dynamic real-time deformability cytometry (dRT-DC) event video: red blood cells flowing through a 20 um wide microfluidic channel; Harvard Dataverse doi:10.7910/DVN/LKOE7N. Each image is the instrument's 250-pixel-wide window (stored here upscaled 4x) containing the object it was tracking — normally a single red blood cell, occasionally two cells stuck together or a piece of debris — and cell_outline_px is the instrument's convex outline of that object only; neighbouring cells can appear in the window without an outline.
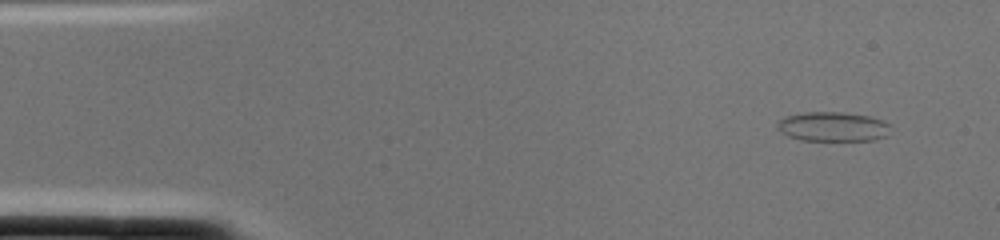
{"species": "common noctule bat (a hibernating species)", "species_latin": "Nyctalus noctula", "temperature_condition": "cold", "stored_images_in_passage": 2, "camera_frame_rate_fps": 3000, "um_per_image_px": 0.085, "animal": {"sex": "female", "body_mass_g": 22.0, "forearm_length_mm": 56.7}, "frame": {"image": 1, "passage_image": 1, "time_ms": 0.0, "image_size_px": [1000, 240], "cell_outline_px": [[888, 136], [876, 140], [800, 140], [788, 136], [780, 132], [776, 128], [776, 124], [784, 116], [804, 112], [840, 112], [868, 116], [880, 120], [888, 124]], "centroid_in_image_um": [70.74, 10.77], "position_along_channel_um": 14.3, "area_um2": 19.42}}
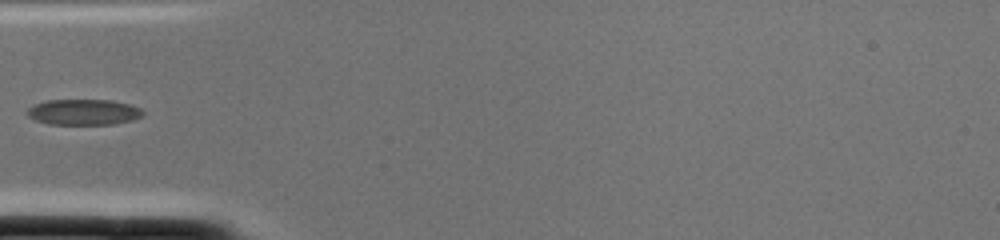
{"frame": {"image": 2, "passage_image": 2, "time_ms": 0.333, "image_size_px": [1000, 240], "cell_outline_px": [[144, 116], [132, 120], [112, 124], [48, 124], [36, 120], [28, 116], [24, 112], [32, 104], [44, 100], [112, 100], [128, 104], [140, 108], [144, 112]], "centroid_in_image_um": [7.07, 9.52], "position_along_channel_um": 77.9, "area_um2": 17.51}}